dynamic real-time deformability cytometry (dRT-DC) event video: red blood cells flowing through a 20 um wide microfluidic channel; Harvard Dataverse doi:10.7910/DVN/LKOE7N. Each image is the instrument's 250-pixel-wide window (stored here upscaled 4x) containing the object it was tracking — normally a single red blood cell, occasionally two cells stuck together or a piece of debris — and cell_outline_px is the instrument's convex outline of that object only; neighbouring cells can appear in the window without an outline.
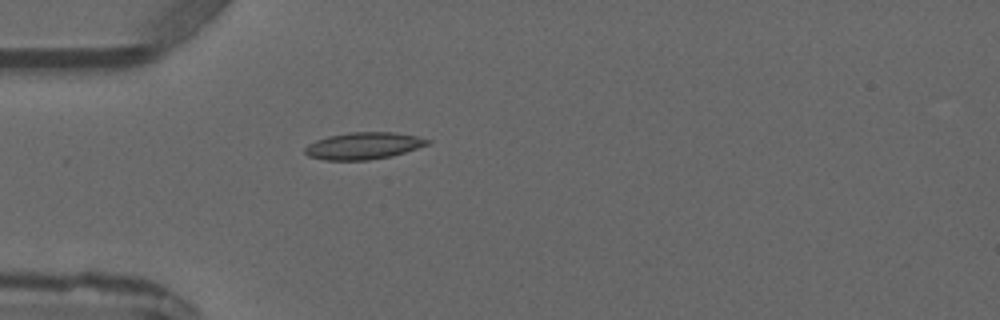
{"species": "common noctule bat (a hibernating species)", "species_latin": "Nyctalus noctula", "temperature_condition": "warm", "stored_images_in_passage": 1, "camera_frame_rate_fps": 3000, "um_per_image_px": 0.085, "animal": {"sex": "male", "forearm_length_mm": 52.5}, "frame": {"image": 1, "passage_image": 1, "time_ms": 0.0, "image_size_px": [1000, 320], "cell_outline_px": [[432, 140], [428, 144], [392, 156], [368, 160], [324, 160], [308, 156], [304, 152], [304, 148], [308, 144], [316, 140], [328, 136], [348, 132], [396, 132], [416, 136]], "centroid_in_image_um": [30.87, 12.39], "position_along_channel_um": 54.1, "area_um2": 19.25}}